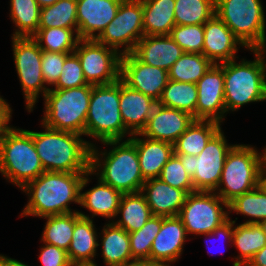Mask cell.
Listing matches in <instances>:
<instances>
[{"instance_id": "1", "label": "cell", "mask_w": 266, "mask_h": 266, "mask_svg": "<svg viewBox=\"0 0 266 266\" xmlns=\"http://www.w3.org/2000/svg\"><path fill=\"white\" fill-rule=\"evenodd\" d=\"M89 175L93 173L43 172L21 189L29 196L21 216L42 218L72 213L69 205L80 204V192L87 186Z\"/></svg>"}, {"instance_id": "2", "label": "cell", "mask_w": 266, "mask_h": 266, "mask_svg": "<svg viewBox=\"0 0 266 266\" xmlns=\"http://www.w3.org/2000/svg\"><path fill=\"white\" fill-rule=\"evenodd\" d=\"M33 131V142L44 171L87 173L90 171L92 143L79 134L55 130Z\"/></svg>"}, {"instance_id": "3", "label": "cell", "mask_w": 266, "mask_h": 266, "mask_svg": "<svg viewBox=\"0 0 266 266\" xmlns=\"http://www.w3.org/2000/svg\"><path fill=\"white\" fill-rule=\"evenodd\" d=\"M120 142L121 140L102 142L104 145H110L113 148L109 152L102 153L93 144L91 147L90 171L95 175L97 174L98 179L102 182L112 186L122 194L141 192L146 180L140 170L136 146L129 138L124 142Z\"/></svg>"}, {"instance_id": "4", "label": "cell", "mask_w": 266, "mask_h": 266, "mask_svg": "<svg viewBox=\"0 0 266 266\" xmlns=\"http://www.w3.org/2000/svg\"><path fill=\"white\" fill-rule=\"evenodd\" d=\"M254 61L235 59L224 63V100L226 112L244 104L266 100V50H250Z\"/></svg>"}, {"instance_id": "5", "label": "cell", "mask_w": 266, "mask_h": 266, "mask_svg": "<svg viewBox=\"0 0 266 266\" xmlns=\"http://www.w3.org/2000/svg\"><path fill=\"white\" fill-rule=\"evenodd\" d=\"M0 172L19 188L44 171L33 142V131L9 126L0 141Z\"/></svg>"}, {"instance_id": "6", "label": "cell", "mask_w": 266, "mask_h": 266, "mask_svg": "<svg viewBox=\"0 0 266 266\" xmlns=\"http://www.w3.org/2000/svg\"><path fill=\"white\" fill-rule=\"evenodd\" d=\"M92 85L70 89H49L44 95L42 124L48 128L85 135V123Z\"/></svg>"}, {"instance_id": "7", "label": "cell", "mask_w": 266, "mask_h": 266, "mask_svg": "<svg viewBox=\"0 0 266 266\" xmlns=\"http://www.w3.org/2000/svg\"><path fill=\"white\" fill-rule=\"evenodd\" d=\"M120 79L112 84L92 85L85 123V136L101 142L121 140L132 134L125 128L120 113Z\"/></svg>"}, {"instance_id": "8", "label": "cell", "mask_w": 266, "mask_h": 266, "mask_svg": "<svg viewBox=\"0 0 266 266\" xmlns=\"http://www.w3.org/2000/svg\"><path fill=\"white\" fill-rule=\"evenodd\" d=\"M265 161L266 147L258 153L250 145L235 144L226 156L215 193L229 203L235 197L252 191L259 184L260 170Z\"/></svg>"}, {"instance_id": "9", "label": "cell", "mask_w": 266, "mask_h": 266, "mask_svg": "<svg viewBox=\"0 0 266 266\" xmlns=\"http://www.w3.org/2000/svg\"><path fill=\"white\" fill-rule=\"evenodd\" d=\"M215 14L245 48L266 50V21L260 0H215Z\"/></svg>"}, {"instance_id": "10", "label": "cell", "mask_w": 266, "mask_h": 266, "mask_svg": "<svg viewBox=\"0 0 266 266\" xmlns=\"http://www.w3.org/2000/svg\"><path fill=\"white\" fill-rule=\"evenodd\" d=\"M233 146L228 145L220 128L199 155L175 154L192 178L195 191L216 192L226 156Z\"/></svg>"}, {"instance_id": "11", "label": "cell", "mask_w": 266, "mask_h": 266, "mask_svg": "<svg viewBox=\"0 0 266 266\" xmlns=\"http://www.w3.org/2000/svg\"><path fill=\"white\" fill-rule=\"evenodd\" d=\"M223 207L228 209V203L215 192L195 191L187 195L178 216L187 234L205 235L229 219Z\"/></svg>"}, {"instance_id": "12", "label": "cell", "mask_w": 266, "mask_h": 266, "mask_svg": "<svg viewBox=\"0 0 266 266\" xmlns=\"http://www.w3.org/2000/svg\"><path fill=\"white\" fill-rule=\"evenodd\" d=\"M12 43L16 71L26 100V109L31 112L40 92L44 97L50 89L44 85L41 71L42 49L32 37H12Z\"/></svg>"}, {"instance_id": "13", "label": "cell", "mask_w": 266, "mask_h": 266, "mask_svg": "<svg viewBox=\"0 0 266 266\" xmlns=\"http://www.w3.org/2000/svg\"><path fill=\"white\" fill-rule=\"evenodd\" d=\"M74 53L80 60L88 84L107 85L120 79L122 54L116 49L96 39H80Z\"/></svg>"}, {"instance_id": "14", "label": "cell", "mask_w": 266, "mask_h": 266, "mask_svg": "<svg viewBox=\"0 0 266 266\" xmlns=\"http://www.w3.org/2000/svg\"><path fill=\"white\" fill-rule=\"evenodd\" d=\"M143 36L142 0H123L115 18L96 40L123 55L131 53ZM123 46L124 49L119 50Z\"/></svg>"}, {"instance_id": "15", "label": "cell", "mask_w": 266, "mask_h": 266, "mask_svg": "<svg viewBox=\"0 0 266 266\" xmlns=\"http://www.w3.org/2000/svg\"><path fill=\"white\" fill-rule=\"evenodd\" d=\"M120 79L130 88L158 102L169 80L168 71L138 60L132 53L121 56Z\"/></svg>"}, {"instance_id": "16", "label": "cell", "mask_w": 266, "mask_h": 266, "mask_svg": "<svg viewBox=\"0 0 266 266\" xmlns=\"http://www.w3.org/2000/svg\"><path fill=\"white\" fill-rule=\"evenodd\" d=\"M198 100L196 119L223 122L224 100V63L213 64L196 83Z\"/></svg>"}, {"instance_id": "17", "label": "cell", "mask_w": 266, "mask_h": 266, "mask_svg": "<svg viewBox=\"0 0 266 266\" xmlns=\"http://www.w3.org/2000/svg\"><path fill=\"white\" fill-rule=\"evenodd\" d=\"M194 120L187 112L157 104L141 134L174 144Z\"/></svg>"}, {"instance_id": "18", "label": "cell", "mask_w": 266, "mask_h": 266, "mask_svg": "<svg viewBox=\"0 0 266 266\" xmlns=\"http://www.w3.org/2000/svg\"><path fill=\"white\" fill-rule=\"evenodd\" d=\"M123 0H77L80 39H96L115 18ZM98 32V33H96Z\"/></svg>"}, {"instance_id": "19", "label": "cell", "mask_w": 266, "mask_h": 266, "mask_svg": "<svg viewBox=\"0 0 266 266\" xmlns=\"http://www.w3.org/2000/svg\"><path fill=\"white\" fill-rule=\"evenodd\" d=\"M237 45L245 47L216 14L204 23L203 55L213 64L234 60Z\"/></svg>"}, {"instance_id": "20", "label": "cell", "mask_w": 266, "mask_h": 266, "mask_svg": "<svg viewBox=\"0 0 266 266\" xmlns=\"http://www.w3.org/2000/svg\"><path fill=\"white\" fill-rule=\"evenodd\" d=\"M186 235V229L179 216H162L160 231L150 250V261L168 265L169 262L177 261L182 254Z\"/></svg>"}, {"instance_id": "21", "label": "cell", "mask_w": 266, "mask_h": 266, "mask_svg": "<svg viewBox=\"0 0 266 266\" xmlns=\"http://www.w3.org/2000/svg\"><path fill=\"white\" fill-rule=\"evenodd\" d=\"M131 53L147 65L168 71L184 51L170 35H152L143 36Z\"/></svg>"}, {"instance_id": "22", "label": "cell", "mask_w": 266, "mask_h": 266, "mask_svg": "<svg viewBox=\"0 0 266 266\" xmlns=\"http://www.w3.org/2000/svg\"><path fill=\"white\" fill-rule=\"evenodd\" d=\"M120 113L125 128L133 135L146 127L157 101L130 88L120 79Z\"/></svg>"}, {"instance_id": "23", "label": "cell", "mask_w": 266, "mask_h": 266, "mask_svg": "<svg viewBox=\"0 0 266 266\" xmlns=\"http://www.w3.org/2000/svg\"><path fill=\"white\" fill-rule=\"evenodd\" d=\"M141 193L153 215L169 217L178 216L185 203L187 193L170 186L160 178H151L144 182Z\"/></svg>"}, {"instance_id": "24", "label": "cell", "mask_w": 266, "mask_h": 266, "mask_svg": "<svg viewBox=\"0 0 266 266\" xmlns=\"http://www.w3.org/2000/svg\"><path fill=\"white\" fill-rule=\"evenodd\" d=\"M142 136L144 138H138ZM129 139L135 144L140 170L145 180L159 178L163 166L174 154V145L165 141L154 140L141 133L133 134Z\"/></svg>"}, {"instance_id": "25", "label": "cell", "mask_w": 266, "mask_h": 266, "mask_svg": "<svg viewBox=\"0 0 266 266\" xmlns=\"http://www.w3.org/2000/svg\"><path fill=\"white\" fill-rule=\"evenodd\" d=\"M80 218L75 222L72 241L67 250L70 263L73 266H85L97 264L93 261L96 256L97 234L93 220L88 215L79 212Z\"/></svg>"}, {"instance_id": "26", "label": "cell", "mask_w": 266, "mask_h": 266, "mask_svg": "<svg viewBox=\"0 0 266 266\" xmlns=\"http://www.w3.org/2000/svg\"><path fill=\"white\" fill-rule=\"evenodd\" d=\"M144 36L170 35L175 26V0H142Z\"/></svg>"}, {"instance_id": "27", "label": "cell", "mask_w": 266, "mask_h": 266, "mask_svg": "<svg viewBox=\"0 0 266 266\" xmlns=\"http://www.w3.org/2000/svg\"><path fill=\"white\" fill-rule=\"evenodd\" d=\"M102 230V256L107 266H125L135 261L130 251L129 233L113 222Z\"/></svg>"}, {"instance_id": "28", "label": "cell", "mask_w": 266, "mask_h": 266, "mask_svg": "<svg viewBox=\"0 0 266 266\" xmlns=\"http://www.w3.org/2000/svg\"><path fill=\"white\" fill-rule=\"evenodd\" d=\"M122 193L112 186L98 180L96 187H93L85 193L80 192V204L87 208L92 217L100 215L108 219L117 216Z\"/></svg>"}, {"instance_id": "29", "label": "cell", "mask_w": 266, "mask_h": 266, "mask_svg": "<svg viewBox=\"0 0 266 266\" xmlns=\"http://www.w3.org/2000/svg\"><path fill=\"white\" fill-rule=\"evenodd\" d=\"M220 125L214 120L195 119L173 144L174 154L199 155Z\"/></svg>"}, {"instance_id": "30", "label": "cell", "mask_w": 266, "mask_h": 266, "mask_svg": "<svg viewBox=\"0 0 266 266\" xmlns=\"http://www.w3.org/2000/svg\"><path fill=\"white\" fill-rule=\"evenodd\" d=\"M120 213L122 218L112 222L128 233L141 229L153 215L141 192L122 194L117 215Z\"/></svg>"}, {"instance_id": "31", "label": "cell", "mask_w": 266, "mask_h": 266, "mask_svg": "<svg viewBox=\"0 0 266 266\" xmlns=\"http://www.w3.org/2000/svg\"><path fill=\"white\" fill-rule=\"evenodd\" d=\"M232 243L239 250L233 266H246L252 257L266 246V235L259 224L242 223L233 227Z\"/></svg>"}, {"instance_id": "32", "label": "cell", "mask_w": 266, "mask_h": 266, "mask_svg": "<svg viewBox=\"0 0 266 266\" xmlns=\"http://www.w3.org/2000/svg\"><path fill=\"white\" fill-rule=\"evenodd\" d=\"M197 100L195 83L168 80L157 104L187 112L196 119Z\"/></svg>"}, {"instance_id": "33", "label": "cell", "mask_w": 266, "mask_h": 266, "mask_svg": "<svg viewBox=\"0 0 266 266\" xmlns=\"http://www.w3.org/2000/svg\"><path fill=\"white\" fill-rule=\"evenodd\" d=\"M79 211L62 215L45 216L47 222L42 233L44 243L55 245L65 251L68 250L72 241L75 222L80 218Z\"/></svg>"}, {"instance_id": "34", "label": "cell", "mask_w": 266, "mask_h": 266, "mask_svg": "<svg viewBox=\"0 0 266 266\" xmlns=\"http://www.w3.org/2000/svg\"><path fill=\"white\" fill-rule=\"evenodd\" d=\"M10 18L17 27L12 37H32L39 28L40 11L36 0H10Z\"/></svg>"}, {"instance_id": "35", "label": "cell", "mask_w": 266, "mask_h": 266, "mask_svg": "<svg viewBox=\"0 0 266 266\" xmlns=\"http://www.w3.org/2000/svg\"><path fill=\"white\" fill-rule=\"evenodd\" d=\"M74 33L76 34L75 36ZM32 38L42 50L59 53H74L80 40L78 29L58 27L38 28Z\"/></svg>"}, {"instance_id": "36", "label": "cell", "mask_w": 266, "mask_h": 266, "mask_svg": "<svg viewBox=\"0 0 266 266\" xmlns=\"http://www.w3.org/2000/svg\"><path fill=\"white\" fill-rule=\"evenodd\" d=\"M213 63L203 54L183 53L168 70L169 80L197 83Z\"/></svg>"}, {"instance_id": "37", "label": "cell", "mask_w": 266, "mask_h": 266, "mask_svg": "<svg viewBox=\"0 0 266 266\" xmlns=\"http://www.w3.org/2000/svg\"><path fill=\"white\" fill-rule=\"evenodd\" d=\"M53 27L78 29L77 0H58L41 8L39 28Z\"/></svg>"}, {"instance_id": "38", "label": "cell", "mask_w": 266, "mask_h": 266, "mask_svg": "<svg viewBox=\"0 0 266 266\" xmlns=\"http://www.w3.org/2000/svg\"><path fill=\"white\" fill-rule=\"evenodd\" d=\"M228 211L251 217L252 220L244 222L246 224H259L266 219V193L258 185L252 191L239 195L229 202Z\"/></svg>"}, {"instance_id": "39", "label": "cell", "mask_w": 266, "mask_h": 266, "mask_svg": "<svg viewBox=\"0 0 266 266\" xmlns=\"http://www.w3.org/2000/svg\"><path fill=\"white\" fill-rule=\"evenodd\" d=\"M215 14V0H175V25L204 24Z\"/></svg>"}, {"instance_id": "40", "label": "cell", "mask_w": 266, "mask_h": 266, "mask_svg": "<svg viewBox=\"0 0 266 266\" xmlns=\"http://www.w3.org/2000/svg\"><path fill=\"white\" fill-rule=\"evenodd\" d=\"M161 225L162 216L152 215L141 229L129 233L130 251L135 261H150L152 243L159 233Z\"/></svg>"}, {"instance_id": "41", "label": "cell", "mask_w": 266, "mask_h": 266, "mask_svg": "<svg viewBox=\"0 0 266 266\" xmlns=\"http://www.w3.org/2000/svg\"><path fill=\"white\" fill-rule=\"evenodd\" d=\"M170 36L184 53L203 54L204 24L175 25Z\"/></svg>"}, {"instance_id": "42", "label": "cell", "mask_w": 266, "mask_h": 266, "mask_svg": "<svg viewBox=\"0 0 266 266\" xmlns=\"http://www.w3.org/2000/svg\"><path fill=\"white\" fill-rule=\"evenodd\" d=\"M159 178L172 187L184 190L187 194L195 192L192 178L187 174L181 160L175 154L163 166Z\"/></svg>"}, {"instance_id": "43", "label": "cell", "mask_w": 266, "mask_h": 266, "mask_svg": "<svg viewBox=\"0 0 266 266\" xmlns=\"http://www.w3.org/2000/svg\"><path fill=\"white\" fill-rule=\"evenodd\" d=\"M88 85L84 78L82 66L78 56L71 53L64 62L61 75L54 85V89H70Z\"/></svg>"}, {"instance_id": "44", "label": "cell", "mask_w": 266, "mask_h": 266, "mask_svg": "<svg viewBox=\"0 0 266 266\" xmlns=\"http://www.w3.org/2000/svg\"><path fill=\"white\" fill-rule=\"evenodd\" d=\"M70 54L42 50L41 71L46 84L54 86L57 83L65 59Z\"/></svg>"}, {"instance_id": "45", "label": "cell", "mask_w": 266, "mask_h": 266, "mask_svg": "<svg viewBox=\"0 0 266 266\" xmlns=\"http://www.w3.org/2000/svg\"><path fill=\"white\" fill-rule=\"evenodd\" d=\"M41 248L39 259L42 266H73L68 258L67 251L55 245L44 243Z\"/></svg>"}, {"instance_id": "46", "label": "cell", "mask_w": 266, "mask_h": 266, "mask_svg": "<svg viewBox=\"0 0 266 266\" xmlns=\"http://www.w3.org/2000/svg\"><path fill=\"white\" fill-rule=\"evenodd\" d=\"M11 114L12 109L9 107V104L0 96V141L4 131L9 127Z\"/></svg>"}, {"instance_id": "47", "label": "cell", "mask_w": 266, "mask_h": 266, "mask_svg": "<svg viewBox=\"0 0 266 266\" xmlns=\"http://www.w3.org/2000/svg\"><path fill=\"white\" fill-rule=\"evenodd\" d=\"M236 223L235 220L229 219L224 222L222 225L217 227L212 233L205 234V236H219L220 238L223 237L228 240V242H232V233H233V226ZM210 254V251L208 252Z\"/></svg>"}, {"instance_id": "48", "label": "cell", "mask_w": 266, "mask_h": 266, "mask_svg": "<svg viewBox=\"0 0 266 266\" xmlns=\"http://www.w3.org/2000/svg\"><path fill=\"white\" fill-rule=\"evenodd\" d=\"M246 266H266V246L258 251Z\"/></svg>"}, {"instance_id": "49", "label": "cell", "mask_w": 266, "mask_h": 266, "mask_svg": "<svg viewBox=\"0 0 266 266\" xmlns=\"http://www.w3.org/2000/svg\"><path fill=\"white\" fill-rule=\"evenodd\" d=\"M0 266H29L16 259L8 258L4 255H0Z\"/></svg>"}, {"instance_id": "50", "label": "cell", "mask_w": 266, "mask_h": 266, "mask_svg": "<svg viewBox=\"0 0 266 266\" xmlns=\"http://www.w3.org/2000/svg\"><path fill=\"white\" fill-rule=\"evenodd\" d=\"M125 266H170L168 264H162L158 262L148 261V260H138L130 262L129 264Z\"/></svg>"}, {"instance_id": "51", "label": "cell", "mask_w": 266, "mask_h": 266, "mask_svg": "<svg viewBox=\"0 0 266 266\" xmlns=\"http://www.w3.org/2000/svg\"><path fill=\"white\" fill-rule=\"evenodd\" d=\"M258 185L266 193V161L264 162L263 166L261 167Z\"/></svg>"}, {"instance_id": "52", "label": "cell", "mask_w": 266, "mask_h": 266, "mask_svg": "<svg viewBox=\"0 0 266 266\" xmlns=\"http://www.w3.org/2000/svg\"><path fill=\"white\" fill-rule=\"evenodd\" d=\"M57 1L58 0H36V2L38 3V5H39L40 8L53 5Z\"/></svg>"}, {"instance_id": "53", "label": "cell", "mask_w": 266, "mask_h": 266, "mask_svg": "<svg viewBox=\"0 0 266 266\" xmlns=\"http://www.w3.org/2000/svg\"><path fill=\"white\" fill-rule=\"evenodd\" d=\"M259 225H260V227L262 228L264 234L266 235V219L263 220V221H261V222L259 223Z\"/></svg>"}]
</instances>
